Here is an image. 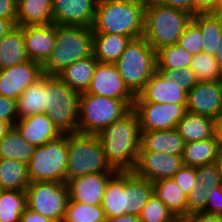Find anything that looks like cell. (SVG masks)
I'll return each instance as SVG.
<instances>
[{"mask_svg":"<svg viewBox=\"0 0 222 222\" xmlns=\"http://www.w3.org/2000/svg\"><path fill=\"white\" fill-rule=\"evenodd\" d=\"M141 127L131 109L98 134L107 161L116 171H133L141 145Z\"/></svg>","mask_w":222,"mask_h":222,"instance_id":"obj_1","label":"cell"},{"mask_svg":"<svg viewBox=\"0 0 222 222\" xmlns=\"http://www.w3.org/2000/svg\"><path fill=\"white\" fill-rule=\"evenodd\" d=\"M146 4L147 0L97 3L93 33L143 37Z\"/></svg>","mask_w":222,"mask_h":222,"instance_id":"obj_2","label":"cell"},{"mask_svg":"<svg viewBox=\"0 0 222 222\" xmlns=\"http://www.w3.org/2000/svg\"><path fill=\"white\" fill-rule=\"evenodd\" d=\"M193 15L147 0L143 37L155 50L177 44Z\"/></svg>","mask_w":222,"mask_h":222,"instance_id":"obj_3","label":"cell"},{"mask_svg":"<svg viewBox=\"0 0 222 222\" xmlns=\"http://www.w3.org/2000/svg\"><path fill=\"white\" fill-rule=\"evenodd\" d=\"M92 55V28L56 24V44L42 65L43 73L57 75L67 66Z\"/></svg>","mask_w":222,"mask_h":222,"instance_id":"obj_4","label":"cell"},{"mask_svg":"<svg viewBox=\"0 0 222 222\" xmlns=\"http://www.w3.org/2000/svg\"><path fill=\"white\" fill-rule=\"evenodd\" d=\"M106 159L98 135L68 134L66 183L76 177L94 173H116Z\"/></svg>","mask_w":222,"mask_h":222,"instance_id":"obj_5","label":"cell"},{"mask_svg":"<svg viewBox=\"0 0 222 222\" xmlns=\"http://www.w3.org/2000/svg\"><path fill=\"white\" fill-rule=\"evenodd\" d=\"M115 64L125 85L136 96L157 71L156 51L144 37L132 39Z\"/></svg>","mask_w":222,"mask_h":222,"instance_id":"obj_6","label":"cell"},{"mask_svg":"<svg viewBox=\"0 0 222 222\" xmlns=\"http://www.w3.org/2000/svg\"><path fill=\"white\" fill-rule=\"evenodd\" d=\"M46 114L62 134L78 132L79 93L57 75L46 74Z\"/></svg>","mask_w":222,"mask_h":222,"instance_id":"obj_7","label":"cell"},{"mask_svg":"<svg viewBox=\"0 0 222 222\" xmlns=\"http://www.w3.org/2000/svg\"><path fill=\"white\" fill-rule=\"evenodd\" d=\"M130 110L123 100L80 93L78 132L98 135Z\"/></svg>","mask_w":222,"mask_h":222,"instance_id":"obj_8","label":"cell"},{"mask_svg":"<svg viewBox=\"0 0 222 222\" xmlns=\"http://www.w3.org/2000/svg\"><path fill=\"white\" fill-rule=\"evenodd\" d=\"M67 166L68 134H62L57 139L36 147L27 164L30 182L66 183Z\"/></svg>","mask_w":222,"mask_h":222,"instance_id":"obj_9","label":"cell"},{"mask_svg":"<svg viewBox=\"0 0 222 222\" xmlns=\"http://www.w3.org/2000/svg\"><path fill=\"white\" fill-rule=\"evenodd\" d=\"M25 192L27 208L55 222H63L69 200L67 183L30 182Z\"/></svg>","mask_w":222,"mask_h":222,"instance_id":"obj_10","label":"cell"},{"mask_svg":"<svg viewBox=\"0 0 222 222\" xmlns=\"http://www.w3.org/2000/svg\"><path fill=\"white\" fill-rule=\"evenodd\" d=\"M132 109L138 116L141 131H161L175 129L185 116L187 105L134 102Z\"/></svg>","mask_w":222,"mask_h":222,"instance_id":"obj_11","label":"cell"},{"mask_svg":"<svg viewBox=\"0 0 222 222\" xmlns=\"http://www.w3.org/2000/svg\"><path fill=\"white\" fill-rule=\"evenodd\" d=\"M84 93L123 100L131 109L136 97L125 85L115 63L98 62Z\"/></svg>","mask_w":222,"mask_h":222,"instance_id":"obj_12","label":"cell"},{"mask_svg":"<svg viewBox=\"0 0 222 222\" xmlns=\"http://www.w3.org/2000/svg\"><path fill=\"white\" fill-rule=\"evenodd\" d=\"M42 65L27 60L0 70V96L18 100L19 96L43 75Z\"/></svg>","mask_w":222,"mask_h":222,"instance_id":"obj_13","label":"cell"},{"mask_svg":"<svg viewBox=\"0 0 222 222\" xmlns=\"http://www.w3.org/2000/svg\"><path fill=\"white\" fill-rule=\"evenodd\" d=\"M183 166L182 155L139 151L133 172L150 182L172 178Z\"/></svg>","mask_w":222,"mask_h":222,"instance_id":"obj_14","label":"cell"},{"mask_svg":"<svg viewBox=\"0 0 222 222\" xmlns=\"http://www.w3.org/2000/svg\"><path fill=\"white\" fill-rule=\"evenodd\" d=\"M188 93L179 87L165 72L156 71L145 88L135 97V102L171 103L187 105Z\"/></svg>","mask_w":222,"mask_h":222,"instance_id":"obj_15","label":"cell"},{"mask_svg":"<svg viewBox=\"0 0 222 222\" xmlns=\"http://www.w3.org/2000/svg\"><path fill=\"white\" fill-rule=\"evenodd\" d=\"M96 0H52L53 24L92 28Z\"/></svg>","mask_w":222,"mask_h":222,"instance_id":"obj_16","label":"cell"},{"mask_svg":"<svg viewBox=\"0 0 222 222\" xmlns=\"http://www.w3.org/2000/svg\"><path fill=\"white\" fill-rule=\"evenodd\" d=\"M222 109V81L198 82L189 92L187 111L218 119Z\"/></svg>","mask_w":222,"mask_h":222,"instance_id":"obj_17","label":"cell"},{"mask_svg":"<svg viewBox=\"0 0 222 222\" xmlns=\"http://www.w3.org/2000/svg\"><path fill=\"white\" fill-rule=\"evenodd\" d=\"M28 60L43 65L56 44V24L23 26Z\"/></svg>","mask_w":222,"mask_h":222,"instance_id":"obj_18","label":"cell"},{"mask_svg":"<svg viewBox=\"0 0 222 222\" xmlns=\"http://www.w3.org/2000/svg\"><path fill=\"white\" fill-rule=\"evenodd\" d=\"M114 174L94 173L69 180V199L78 203L101 205L106 184Z\"/></svg>","mask_w":222,"mask_h":222,"instance_id":"obj_19","label":"cell"},{"mask_svg":"<svg viewBox=\"0 0 222 222\" xmlns=\"http://www.w3.org/2000/svg\"><path fill=\"white\" fill-rule=\"evenodd\" d=\"M14 127L25 141L35 147L44 145L62 135L46 113L19 118Z\"/></svg>","mask_w":222,"mask_h":222,"instance_id":"obj_20","label":"cell"},{"mask_svg":"<svg viewBox=\"0 0 222 222\" xmlns=\"http://www.w3.org/2000/svg\"><path fill=\"white\" fill-rule=\"evenodd\" d=\"M140 151H153L164 154L182 155L184 139L177 129L161 131H141Z\"/></svg>","mask_w":222,"mask_h":222,"instance_id":"obj_21","label":"cell"},{"mask_svg":"<svg viewBox=\"0 0 222 222\" xmlns=\"http://www.w3.org/2000/svg\"><path fill=\"white\" fill-rule=\"evenodd\" d=\"M101 207L106 218L127 214V188L125 172L117 171L107 182Z\"/></svg>","mask_w":222,"mask_h":222,"instance_id":"obj_22","label":"cell"},{"mask_svg":"<svg viewBox=\"0 0 222 222\" xmlns=\"http://www.w3.org/2000/svg\"><path fill=\"white\" fill-rule=\"evenodd\" d=\"M53 24L52 0H20L17 2V26Z\"/></svg>","mask_w":222,"mask_h":222,"instance_id":"obj_23","label":"cell"},{"mask_svg":"<svg viewBox=\"0 0 222 222\" xmlns=\"http://www.w3.org/2000/svg\"><path fill=\"white\" fill-rule=\"evenodd\" d=\"M131 40L120 34L93 33V56L101 63H116Z\"/></svg>","mask_w":222,"mask_h":222,"instance_id":"obj_24","label":"cell"},{"mask_svg":"<svg viewBox=\"0 0 222 222\" xmlns=\"http://www.w3.org/2000/svg\"><path fill=\"white\" fill-rule=\"evenodd\" d=\"M152 184L153 193L179 220L187 217V194L183 192L173 178L157 180Z\"/></svg>","mask_w":222,"mask_h":222,"instance_id":"obj_25","label":"cell"},{"mask_svg":"<svg viewBox=\"0 0 222 222\" xmlns=\"http://www.w3.org/2000/svg\"><path fill=\"white\" fill-rule=\"evenodd\" d=\"M215 119L187 111L177 123L176 129L185 143L214 137Z\"/></svg>","mask_w":222,"mask_h":222,"instance_id":"obj_26","label":"cell"},{"mask_svg":"<svg viewBox=\"0 0 222 222\" xmlns=\"http://www.w3.org/2000/svg\"><path fill=\"white\" fill-rule=\"evenodd\" d=\"M27 60L23 26L16 25L0 40V70Z\"/></svg>","mask_w":222,"mask_h":222,"instance_id":"obj_27","label":"cell"},{"mask_svg":"<svg viewBox=\"0 0 222 222\" xmlns=\"http://www.w3.org/2000/svg\"><path fill=\"white\" fill-rule=\"evenodd\" d=\"M97 63L92 55L67 66L57 76L77 93H84L90 85Z\"/></svg>","mask_w":222,"mask_h":222,"instance_id":"obj_28","label":"cell"},{"mask_svg":"<svg viewBox=\"0 0 222 222\" xmlns=\"http://www.w3.org/2000/svg\"><path fill=\"white\" fill-rule=\"evenodd\" d=\"M192 22L203 36L202 52L215 56L222 40L221 12L193 15Z\"/></svg>","mask_w":222,"mask_h":222,"instance_id":"obj_29","label":"cell"},{"mask_svg":"<svg viewBox=\"0 0 222 222\" xmlns=\"http://www.w3.org/2000/svg\"><path fill=\"white\" fill-rule=\"evenodd\" d=\"M127 188V214L139 216L143 206L153 194L152 182L137 176L133 171H125Z\"/></svg>","mask_w":222,"mask_h":222,"instance_id":"obj_30","label":"cell"},{"mask_svg":"<svg viewBox=\"0 0 222 222\" xmlns=\"http://www.w3.org/2000/svg\"><path fill=\"white\" fill-rule=\"evenodd\" d=\"M46 74L32 83L17 100L19 118L46 113L45 105Z\"/></svg>","mask_w":222,"mask_h":222,"instance_id":"obj_31","label":"cell"},{"mask_svg":"<svg viewBox=\"0 0 222 222\" xmlns=\"http://www.w3.org/2000/svg\"><path fill=\"white\" fill-rule=\"evenodd\" d=\"M30 183L27 164L15 159H0V189L25 191Z\"/></svg>","mask_w":222,"mask_h":222,"instance_id":"obj_32","label":"cell"},{"mask_svg":"<svg viewBox=\"0 0 222 222\" xmlns=\"http://www.w3.org/2000/svg\"><path fill=\"white\" fill-rule=\"evenodd\" d=\"M218 153L219 150L214 137L195 142H188L185 143L182 162L183 165L196 168L216 162Z\"/></svg>","mask_w":222,"mask_h":222,"instance_id":"obj_33","label":"cell"},{"mask_svg":"<svg viewBox=\"0 0 222 222\" xmlns=\"http://www.w3.org/2000/svg\"><path fill=\"white\" fill-rule=\"evenodd\" d=\"M36 147L25 141L13 126L0 140V159H15L29 163Z\"/></svg>","mask_w":222,"mask_h":222,"instance_id":"obj_34","label":"cell"},{"mask_svg":"<svg viewBox=\"0 0 222 222\" xmlns=\"http://www.w3.org/2000/svg\"><path fill=\"white\" fill-rule=\"evenodd\" d=\"M26 205V192L20 190H1L0 221L20 222Z\"/></svg>","mask_w":222,"mask_h":222,"instance_id":"obj_35","label":"cell"},{"mask_svg":"<svg viewBox=\"0 0 222 222\" xmlns=\"http://www.w3.org/2000/svg\"><path fill=\"white\" fill-rule=\"evenodd\" d=\"M193 55L178 44L156 51L157 70H177L190 67Z\"/></svg>","mask_w":222,"mask_h":222,"instance_id":"obj_36","label":"cell"},{"mask_svg":"<svg viewBox=\"0 0 222 222\" xmlns=\"http://www.w3.org/2000/svg\"><path fill=\"white\" fill-rule=\"evenodd\" d=\"M101 205H89L68 200L63 222H106Z\"/></svg>","mask_w":222,"mask_h":222,"instance_id":"obj_37","label":"cell"},{"mask_svg":"<svg viewBox=\"0 0 222 222\" xmlns=\"http://www.w3.org/2000/svg\"><path fill=\"white\" fill-rule=\"evenodd\" d=\"M190 68L198 82L222 81V71L213 55L204 52L193 55Z\"/></svg>","mask_w":222,"mask_h":222,"instance_id":"obj_38","label":"cell"},{"mask_svg":"<svg viewBox=\"0 0 222 222\" xmlns=\"http://www.w3.org/2000/svg\"><path fill=\"white\" fill-rule=\"evenodd\" d=\"M140 222H179L172 211L153 193L139 214Z\"/></svg>","mask_w":222,"mask_h":222,"instance_id":"obj_39","label":"cell"},{"mask_svg":"<svg viewBox=\"0 0 222 222\" xmlns=\"http://www.w3.org/2000/svg\"><path fill=\"white\" fill-rule=\"evenodd\" d=\"M202 37L200 29L191 21L179 38L177 44L190 54L196 55L202 52Z\"/></svg>","mask_w":222,"mask_h":222,"instance_id":"obj_40","label":"cell"},{"mask_svg":"<svg viewBox=\"0 0 222 222\" xmlns=\"http://www.w3.org/2000/svg\"><path fill=\"white\" fill-rule=\"evenodd\" d=\"M196 179L202 182L207 192L222 185L216 162L196 167Z\"/></svg>","mask_w":222,"mask_h":222,"instance_id":"obj_41","label":"cell"},{"mask_svg":"<svg viewBox=\"0 0 222 222\" xmlns=\"http://www.w3.org/2000/svg\"><path fill=\"white\" fill-rule=\"evenodd\" d=\"M207 201L208 192L206 188L202 186V182H197L187 195V216L205 212Z\"/></svg>","mask_w":222,"mask_h":222,"instance_id":"obj_42","label":"cell"},{"mask_svg":"<svg viewBox=\"0 0 222 222\" xmlns=\"http://www.w3.org/2000/svg\"><path fill=\"white\" fill-rule=\"evenodd\" d=\"M158 72H165L171 79L187 93L198 83L195 74L190 67L177 70H157Z\"/></svg>","mask_w":222,"mask_h":222,"instance_id":"obj_43","label":"cell"},{"mask_svg":"<svg viewBox=\"0 0 222 222\" xmlns=\"http://www.w3.org/2000/svg\"><path fill=\"white\" fill-rule=\"evenodd\" d=\"M172 178L181 187L183 192L188 195L197 184L196 168L183 165Z\"/></svg>","mask_w":222,"mask_h":222,"instance_id":"obj_44","label":"cell"},{"mask_svg":"<svg viewBox=\"0 0 222 222\" xmlns=\"http://www.w3.org/2000/svg\"><path fill=\"white\" fill-rule=\"evenodd\" d=\"M18 119L17 101L0 96V120L8 122L13 127Z\"/></svg>","mask_w":222,"mask_h":222,"instance_id":"obj_45","label":"cell"},{"mask_svg":"<svg viewBox=\"0 0 222 222\" xmlns=\"http://www.w3.org/2000/svg\"><path fill=\"white\" fill-rule=\"evenodd\" d=\"M205 213L222 216V185L208 192Z\"/></svg>","mask_w":222,"mask_h":222,"instance_id":"obj_46","label":"cell"},{"mask_svg":"<svg viewBox=\"0 0 222 222\" xmlns=\"http://www.w3.org/2000/svg\"><path fill=\"white\" fill-rule=\"evenodd\" d=\"M220 12V0H194V15Z\"/></svg>","mask_w":222,"mask_h":222,"instance_id":"obj_47","label":"cell"},{"mask_svg":"<svg viewBox=\"0 0 222 222\" xmlns=\"http://www.w3.org/2000/svg\"><path fill=\"white\" fill-rule=\"evenodd\" d=\"M153 1L164 6L187 11L190 14L194 15V0H153Z\"/></svg>","mask_w":222,"mask_h":222,"instance_id":"obj_48","label":"cell"},{"mask_svg":"<svg viewBox=\"0 0 222 222\" xmlns=\"http://www.w3.org/2000/svg\"><path fill=\"white\" fill-rule=\"evenodd\" d=\"M0 18H17V2L15 0H0Z\"/></svg>","mask_w":222,"mask_h":222,"instance_id":"obj_49","label":"cell"},{"mask_svg":"<svg viewBox=\"0 0 222 222\" xmlns=\"http://www.w3.org/2000/svg\"><path fill=\"white\" fill-rule=\"evenodd\" d=\"M181 222H222L221 215H214L208 213H195L181 219Z\"/></svg>","mask_w":222,"mask_h":222,"instance_id":"obj_50","label":"cell"},{"mask_svg":"<svg viewBox=\"0 0 222 222\" xmlns=\"http://www.w3.org/2000/svg\"><path fill=\"white\" fill-rule=\"evenodd\" d=\"M20 222H55V221L39 213H36L26 207L20 217Z\"/></svg>","mask_w":222,"mask_h":222,"instance_id":"obj_51","label":"cell"},{"mask_svg":"<svg viewBox=\"0 0 222 222\" xmlns=\"http://www.w3.org/2000/svg\"><path fill=\"white\" fill-rule=\"evenodd\" d=\"M16 26V19L0 18V40Z\"/></svg>","mask_w":222,"mask_h":222,"instance_id":"obj_52","label":"cell"},{"mask_svg":"<svg viewBox=\"0 0 222 222\" xmlns=\"http://www.w3.org/2000/svg\"><path fill=\"white\" fill-rule=\"evenodd\" d=\"M214 138L218 146V150L222 151V120L216 119L214 124Z\"/></svg>","mask_w":222,"mask_h":222,"instance_id":"obj_53","label":"cell"},{"mask_svg":"<svg viewBox=\"0 0 222 222\" xmlns=\"http://www.w3.org/2000/svg\"><path fill=\"white\" fill-rule=\"evenodd\" d=\"M106 222H140L139 216L123 214L118 217L107 218Z\"/></svg>","mask_w":222,"mask_h":222,"instance_id":"obj_54","label":"cell"},{"mask_svg":"<svg viewBox=\"0 0 222 222\" xmlns=\"http://www.w3.org/2000/svg\"><path fill=\"white\" fill-rule=\"evenodd\" d=\"M12 126L5 121L0 120V140L8 133Z\"/></svg>","mask_w":222,"mask_h":222,"instance_id":"obj_55","label":"cell"},{"mask_svg":"<svg viewBox=\"0 0 222 222\" xmlns=\"http://www.w3.org/2000/svg\"><path fill=\"white\" fill-rule=\"evenodd\" d=\"M215 58L217 60V64L220 67V70L222 71V40L220 41V44L218 46V50L215 54Z\"/></svg>","mask_w":222,"mask_h":222,"instance_id":"obj_56","label":"cell"},{"mask_svg":"<svg viewBox=\"0 0 222 222\" xmlns=\"http://www.w3.org/2000/svg\"><path fill=\"white\" fill-rule=\"evenodd\" d=\"M216 164L220 173L221 183H222V151H219L218 157L216 158Z\"/></svg>","mask_w":222,"mask_h":222,"instance_id":"obj_57","label":"cell"},{"mask_svg":"<svg viewBox=\"0 0 222 222\" xmlns=\"http://www.w3.org/2000/svg\"><path fill=\"white\" fill-rule=\"evenodd\" d=\"M114 1H127V0H96L97 3L114 2Z\"/></svg>","mask_w":222,"mask_h":222,"instance_id":"obj_58","label":"cell"},{"mask_svg":"<svg viewBox=\"0 0 222 222\" xmlns=\"http://www.w3.org/2000/svg\"><path fill=\"white\" fill-rule=\"evenodd\" d=\"M220 12H222V0H220Z\"/></svg>","mask_w":222,"mask_h":222,"instance_id":"obj_59","label":"cell"},{"mask_svg":"<svg viewBox=\"0 0 222 222\" xmlns=\"http://www.w3.org/2000/svg\"><path fill=\"white\" fill-rule=\"evenodd\" d=\"M218 119L222 120V109H221V112H220V115H219Z\"/></svg>","mask_w":222,"mask_h":222,"instance_id":"obj_60","label":"cell"}]
</instances>
